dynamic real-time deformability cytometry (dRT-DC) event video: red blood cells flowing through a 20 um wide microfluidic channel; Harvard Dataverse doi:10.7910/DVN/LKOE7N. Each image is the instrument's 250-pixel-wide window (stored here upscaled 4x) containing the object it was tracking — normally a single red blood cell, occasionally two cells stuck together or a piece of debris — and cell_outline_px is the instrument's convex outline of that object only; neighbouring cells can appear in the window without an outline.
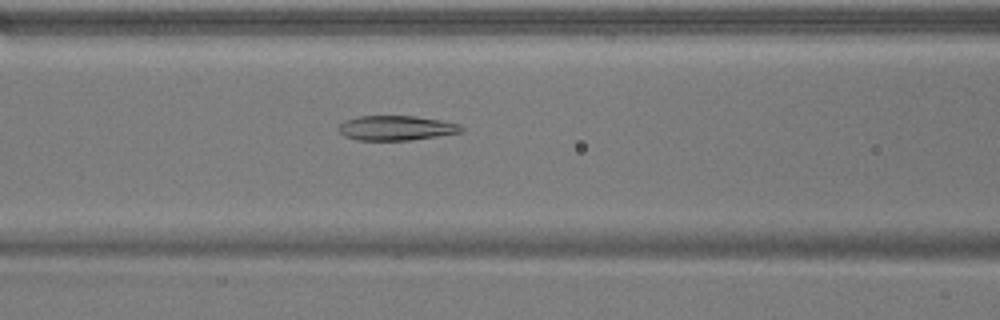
{"species": "common noctule bat (a hibernating species)", "species_latin": "Nyctalus noctula", "temperature_condition": "warm", "stored_images_in_passage": 52, "camera_frame_rate_fps": 3000, "um_per_image_px": 0.085, "animal": {"sex": "male", "body_mass_g": 17.9}, "frame": {"image": 1, "passage_image": 22, "time_ms": 7.0, "image_size_px": [1000, 320], "cell_outline_px": [[464, 132], [412, 140], [356, 140], [344, 136], [336, 128], [344, 120], [360, 116], [416, 116], [440, 120], [460, 124], [464, 128]], "centroid_in_image_um": [33.68, 10.88], "position_along_channel_um": 132.9, "area_um2": 17.86}}
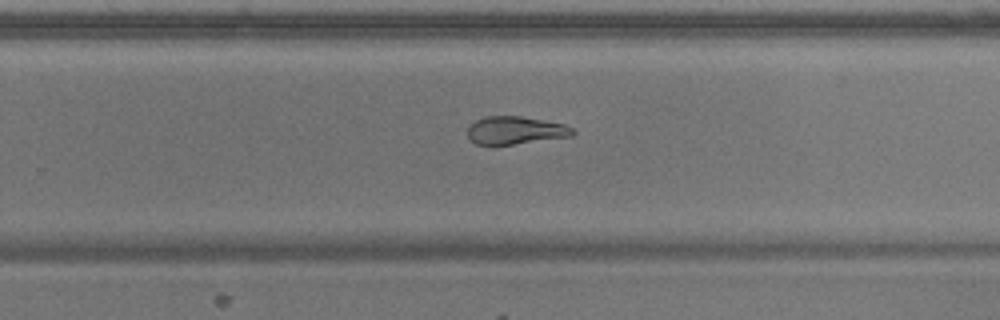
{"frame": {"image": 2, "passage_image": 34, "time_ms": 11.0, "image_size_px": [1000, 320], "cell_outline_px": [[576, 132], [572, 136], [496, 148], [476, 144], [468, 136], [468, 128], [476, 120], [484, 116], [520, 116], [544, 120], [564, 124], [576, 128]], "centroid_in_image_um": [43.82, 11.13], "position_along_channel_um": 286.0, "area_um2": 17.86}}
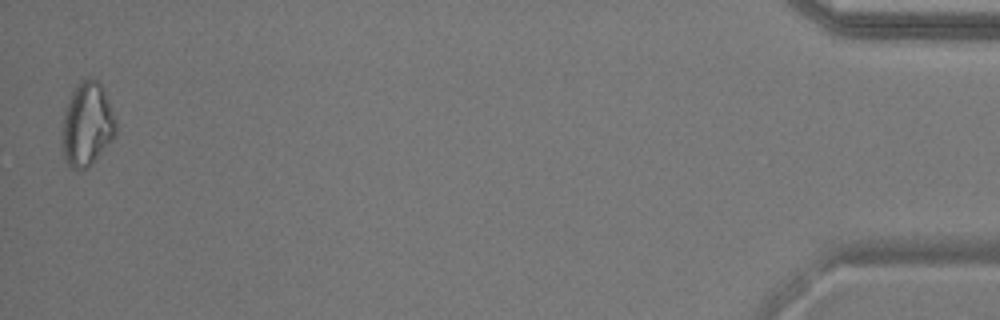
{"frame": {"image": 3, "passage_image": 52, "time_ms": 17.0, "image_size_px": [1000, 320], "cell_outline_px": [[116, 132], [112, 140], [92, 164], [88, 168], [80, 172], [72, 168], [64, 160], [60, 148], [64, 112], [68, 100], [76, 84], [80, 80], [88, 76], [96, 80], [100, 84], [112, 112], [116, 124]], "centroid_in_image_um": [7.35, 10.62], "position_along_channel_um": 427.9, "area_um2": 26.47}, "authors_computed_cell_mechanics": {"area_um2": 20.9525, "velocity_mm_per_s": 3.8371, "shape_relaxation_time_tau1_ms": null, "shape_relaxation_time_tau2_ms": 3.5214, "deformation_change_tau1": null, "deformation_change_tau2": 0.0969}}